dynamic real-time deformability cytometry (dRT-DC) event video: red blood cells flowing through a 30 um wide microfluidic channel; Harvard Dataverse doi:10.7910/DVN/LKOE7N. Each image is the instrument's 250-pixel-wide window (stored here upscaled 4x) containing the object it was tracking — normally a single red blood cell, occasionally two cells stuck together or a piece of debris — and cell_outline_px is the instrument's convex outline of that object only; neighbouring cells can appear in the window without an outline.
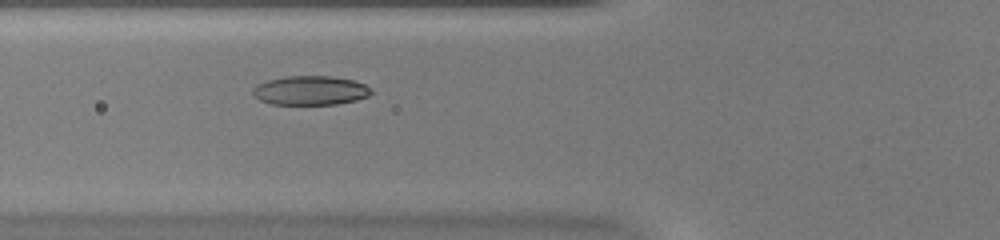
{"species": "common noctule bat (a hibernating species)", "species_latin": "Nyctalus noctula", "temperature_condition": "warm", "stored_images_in_passage": 40, "camera_frame_rate_fps": 3000, "um_per_image_px": 0.085, "animal": {"sex": "female", "body_mass_g": 20.0, "forearm_length_mm": 54.0}, "frame": {"image": 1, "passage_image": 8, "time_ms": 2.333, "image_size_px": [1000, 240], "cell_outline_px": [[372, 92], [368, 96], [356, 100], [336, 104], [272, 104], [260, 100], [252, 92], [252, 88], [256, 84], [268, 80], [288, 76], [328, 76], [352, 80], [364, 84], [372, 88]], "centroid_in_image_um": [26.38, 7.69], "position_along_channel_um": 99.4, "area_um2": 20.0}}
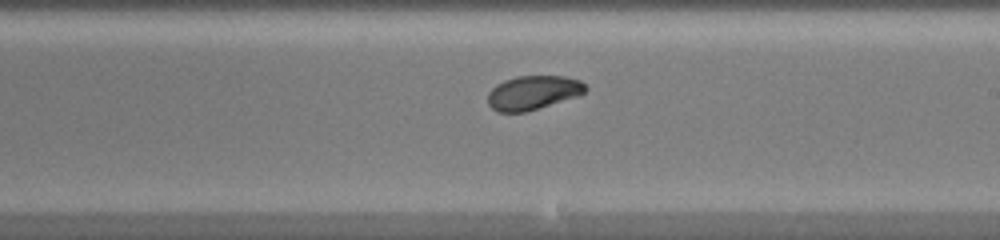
{"frame": {"image": 2, "passage_image": 19, "time_ms": 6.0, "image_size_px": [1000, 240], "cell_outline_px": [[588, 88], [580, 96], [524, 112], [496, 112], [488, 104], [488, 92], [496, 84], [504, 80], [516, 76], [564, 76], [580, 80]], "centroid_in_image_um": [45.31, 7.87], "position_along_channel_um": 243.7, "area_um2": 19.48}}
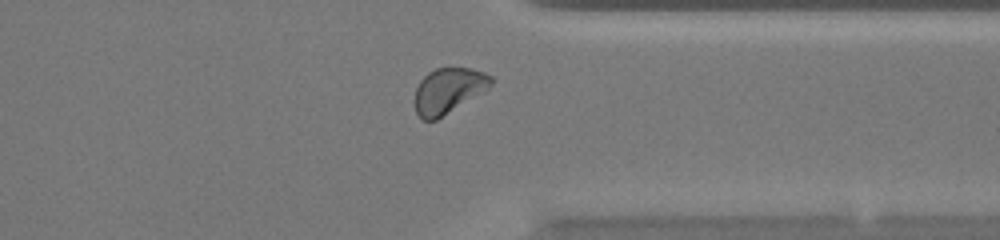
{"frame": {"image": 3, "passage_image": 29, "time_ms": 9.333, "image_size_px": [1000, 240], "cell_outline_px": [[492, 84], [484, 92], [436, 120], [420, 120], [416, 112], [412, 100], [416, 88], [420, 80], [428, 72], [436, 68], [472, 68], [484, 72], [492, 76]], "centroid_in_image_um": [38.08, 7.71], "position_along_channel_um": 373.3, "area_um2": 20.52}, "authors_computed_cell_mechanics": {"area_um2": 20.3745, "velocity_mm_per_s": 3.9379, "shape_relaxation_time_tau1_ms": 3.2041, "shape_relaxation_time_tau2_ms": 4.7225, "deformation_change_tau1": 0.125, "deformation_change_tau2": 0.071}}